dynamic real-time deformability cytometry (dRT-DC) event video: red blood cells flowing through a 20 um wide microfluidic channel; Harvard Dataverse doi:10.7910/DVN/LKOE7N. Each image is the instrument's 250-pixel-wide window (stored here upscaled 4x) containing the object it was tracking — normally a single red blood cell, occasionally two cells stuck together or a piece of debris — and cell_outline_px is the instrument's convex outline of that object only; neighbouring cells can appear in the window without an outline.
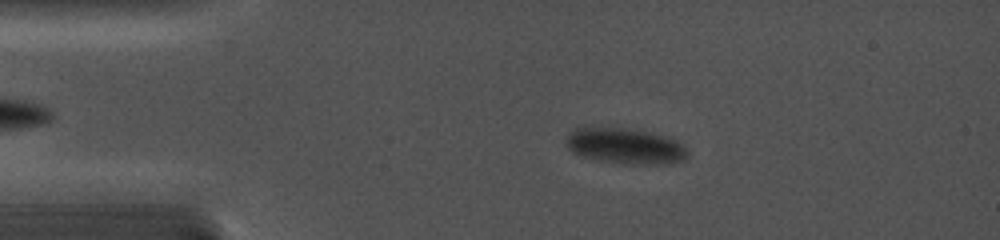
{"species": "common noctule bat (a hibernating species)", "species_latin": "Nyctalus noctula", "temperature_condition": "cold", "stored_images_in_passage": 73, "camera_frame_rate_fps": 5000, "um_per_image_px": 0.085, "animal": {"sex": "female", "body_mass_g": 19.0, "forearm_length_mm": 56.7}, "frame": {"image": 1, "passage_image": 29, "time_ms": 3.4, "image_size_px": [1000, 240], "cell_outline_px": [[688, 156], [684, 160], [672, 164], [632, 164], [600, 160], [584, 156], [572, 152], [568, 148], [564, 140], [568, 132], [576, 128], [624, 128], [648, 132], [664, 136], [676, 140], [684, 144], [688, 152]], "centroid_in_image_um": [53.17, 12.42], "position_along_channel_um": 31.8, "area_um2": 25.26}}
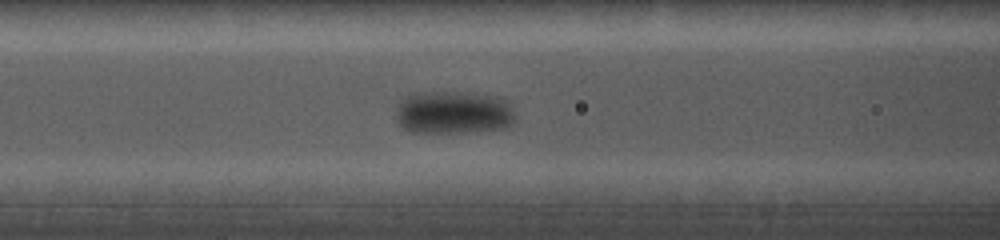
{"frame": {"image": 2, "passage_image": 62, "time_ms": 7.2, "image_size_px": [1000, 240], "cell_outline_px": [[516, 120], [512, 124], [504, 128], [460, 132], [412, 132], [404, 128], [396, 120], [396, 104], [400, 100], [416, 92], [464, 92], [492, 96], [508, 100], [516, 116]], "centroid_in_image_um": [38.54, 9.55], "position_along_channel_um": 128.1, "area_um2": 30.06}}
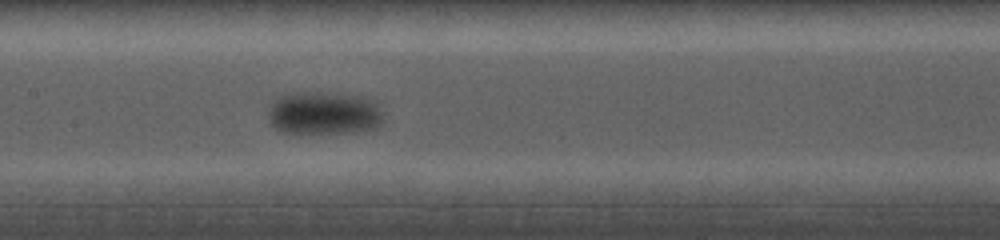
{"frame": {"image": 3, "passage_image": 72, "time_ms": 8.6, "image_size_px": [1000, 240], "cell_outline_px": [[384, 124], [376, 128], [356, 132], [284, 132], [276, 128], [272, 124], [268, 116], [268, 112], [272, 100], [284, 92], [340, 92], [364, 96], [376, 104], [384, 120]], "centroid_in_image_um": [27.53, 9.57], "position_along_channel_um": 179.9, "area_um2": 29.3}}